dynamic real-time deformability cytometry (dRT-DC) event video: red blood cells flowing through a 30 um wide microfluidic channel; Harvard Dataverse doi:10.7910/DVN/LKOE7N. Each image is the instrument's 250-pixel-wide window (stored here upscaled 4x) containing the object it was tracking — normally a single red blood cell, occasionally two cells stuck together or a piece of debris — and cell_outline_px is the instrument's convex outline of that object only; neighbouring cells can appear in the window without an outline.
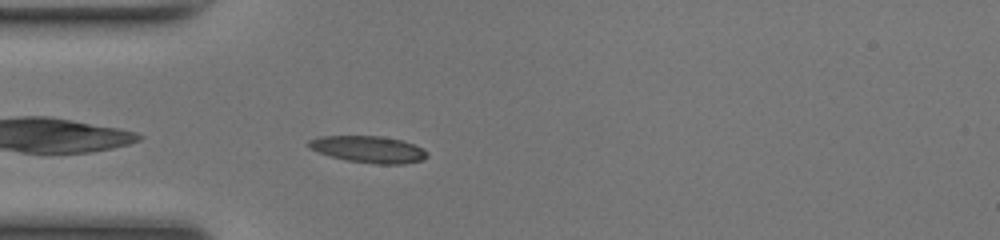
{"species": "common noctule bat (a hibernating species)", "species_latin": "Nyctalus noctula", "temperature_condition": "room temperature", "stored_images_in_passage": 36, "camera_frame_rate_fps": 3000, "um_per_image_px": 0.085, "animal": {"sex": "female", "body_mass_g": 17.0, "forearm_length_mm": 48.0}, "frame": {"image": 1, "passage_image": 1, "time_ms": 0.0, "image_size_px": [1000, 240], "cell_outline_px": [[428, 156], [424, 160], [404, 164], [376, 164], [348, 160], [332, 156], [308, 148], [308, 140], [320, 136], [380, 136], [404, 140], [424, 148], [428, 152]], "centroid_in_image_um": [31.39, 12.69], "position_along_channel_um": 53.6, "area_um2": 18.55}}
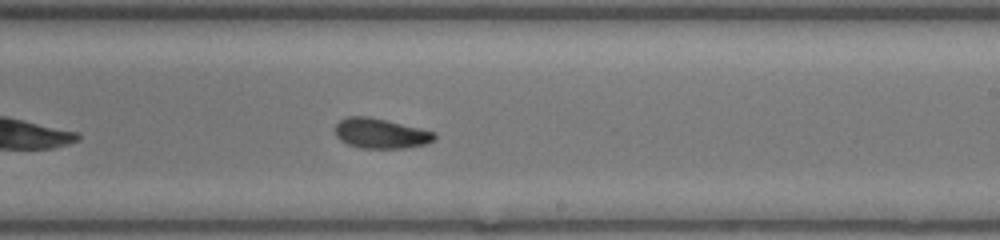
{"frame": {"image": 2, "passage_image": 16, "time_ms": 5.0, "image_size_px": [1000, 240], "cell_outline_px": [[436, 136], [432, 140], [424, 144], [404, 148], [360, 148], [348, 144], [340, 140], [336, 136], [336, 124], [340, 120], [348, 116], [368, 116], [388, 120], [436, 132]], "centroid_in_image_um": [32.34, 11.33], "position_along_channel_um": 256.7, "area_um2": 17.34}}
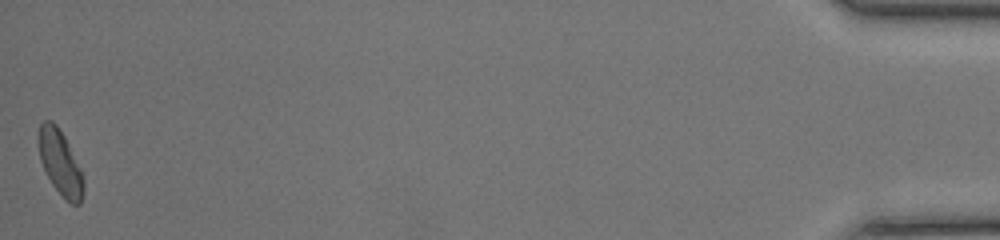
{"frame": {"image": 3, "passage_image": 36, "time_ms": 11.667, "image_size_px": [1000, 240], "cell_outline_px": [[84, 192], [80, 204], [72, 204], [52, 184], [40, 160], [36, 140], [40, 124], [44, 120], [52, 120], [56, 124], [64, 136], [84, 176]], "centroid_in_image_um": [5.1, 13.78], "position_along_channel_um": 430.1, "area_um2": 16.94}, "authors_computed_cell_mechanics": {"area_um2": 17.4845, "velocity_mm_per_s": 4.1798, "shape_relaxation_time_tau1_ms": 3.9187, "shape_relaxation_time_tau2_ms": 1.3967, "deformation_change_tau1": 0.1459, "deformation_change_tau2": 0.0672}}